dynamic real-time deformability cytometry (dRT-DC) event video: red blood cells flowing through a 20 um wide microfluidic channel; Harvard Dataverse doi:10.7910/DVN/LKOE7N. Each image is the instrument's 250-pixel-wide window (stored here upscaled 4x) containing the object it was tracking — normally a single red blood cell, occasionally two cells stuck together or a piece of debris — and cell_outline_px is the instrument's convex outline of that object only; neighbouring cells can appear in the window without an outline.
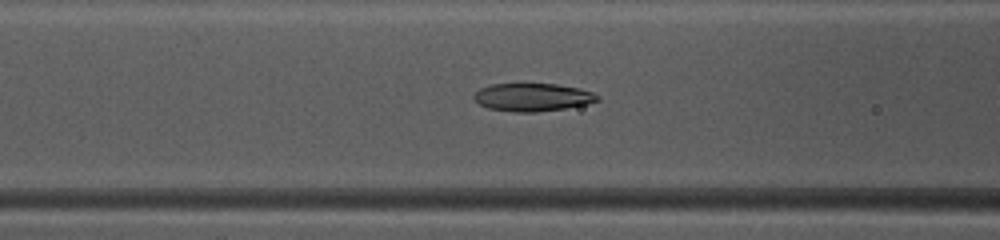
{"species": "common noctule bat (a hibernating species)", "species_latin": "Nyctalus noctula", "temperature_condition": "warm", "stored_images_in_passage": 48, "camera_frame_rate_fps": 3000, "um_per_image_px": 0.085, "animal": {"sex": "female", "body_mass_g": 10.0, "forearm_length_mm": 53.1}, "frame": {"image": 1, "passage_image": 20, "time_ms": 6.333, "image_size_px": [1000, 240], "cell_outline_px": [[600, 100], [584, 104], [564, 108], [536, 112], [512, 112], [488, 108], [480, 104], [472, 96], [480, 88], [492, 84], [556, 84], [580, 88], [592, 92], [600, 96]], "centroid_in_image_um": [45.26, 8.26], "position_along_channel_um": 121.3, "area_um2": 20.0}}
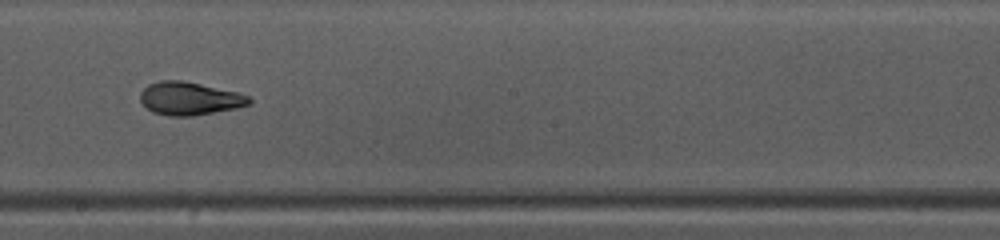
{"frame": {"image": 2, "passage_image": 28, "time_ms": 9.0, "image_size_px": [1000, 240], "cell_outline_px": [[252, 104], [236, 108], [192, 116], [168, 116], [152, 112], [140, 100], [140, 92], [148, 84], [160, 80], [180, 80], [200, 84], [236, 92], [248, 96], [252, 100]], "centroid_in_image_um": [16.1, 8.38], "position_along_channel_um": 232.1, "area_um2": 20.87}}
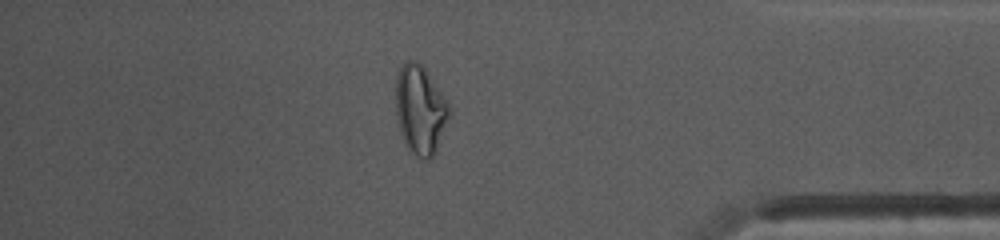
{"frame": {"image": 3, "passage_image": 42, "time_ms": 13.667, "image_size_px": [1000, 240], "cell_outline_px": [[452, 112], [436, 152], [428, 160], [416, 156], [404, 144], [396, 120], [396, 76], [404, 60], [416, 60], [424, 68], [452, 108]], "centroid_in_image_um": [35.72, 9.35], "position_along_channel_um": 399.5, "area_um2": 27.98}, "authors_computed_cell_mechanics": {"area_um2": 21.097, "velocity_mm_per_s": 4.1345, "shape_relaxation_time_tau1_ms": 4.7472, "shape_relaxation_time_tau2_ms": 2.0283, "deformation_change_tau1": 0.2, "deformation_change_tau2": 0.0484}}